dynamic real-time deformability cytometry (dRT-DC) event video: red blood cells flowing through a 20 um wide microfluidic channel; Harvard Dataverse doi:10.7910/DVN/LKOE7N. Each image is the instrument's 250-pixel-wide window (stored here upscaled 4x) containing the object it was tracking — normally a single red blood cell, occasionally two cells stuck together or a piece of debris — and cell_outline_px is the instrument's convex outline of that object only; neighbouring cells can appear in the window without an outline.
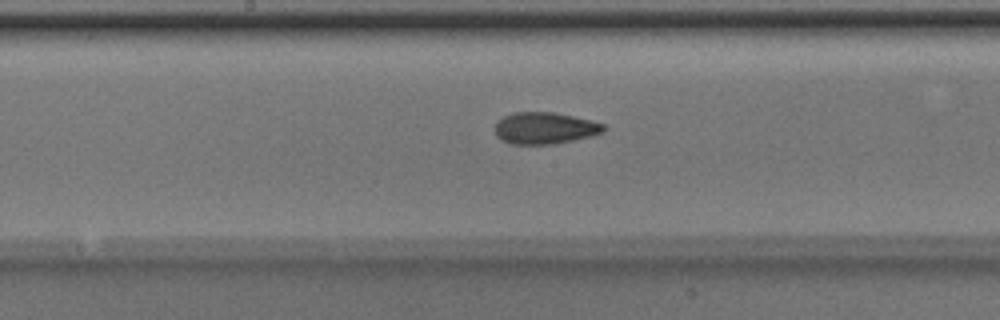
{"species": "Egyptian fruit bat (a non-hibernating species)", "species_latin": "Rousettus aegyptiacus", "temperature_condition": "room temperature", "stored_images_in_passage": 51, "camera_frame_rate_fps": 3000, "um_per_image_px": 0.085, "animal": {"sex": "male"}, "frame": {"image": 1, "passage_image": 27, "time_ms": 8.667, "image_size_px": [1000, 320], "cell_outline_px": [[608, 128], [604, 132], [592, 136], [552, 144], [512, 144], [500, 140], [496, 136], [496, 124], [504, 116], [512, 112], [552, 112], [592, 120], [604, 124]], "centroid_in_image_um": [46.33, 10.89], "position_along_channel_um": 201.9, "area_um2": 20.11}}
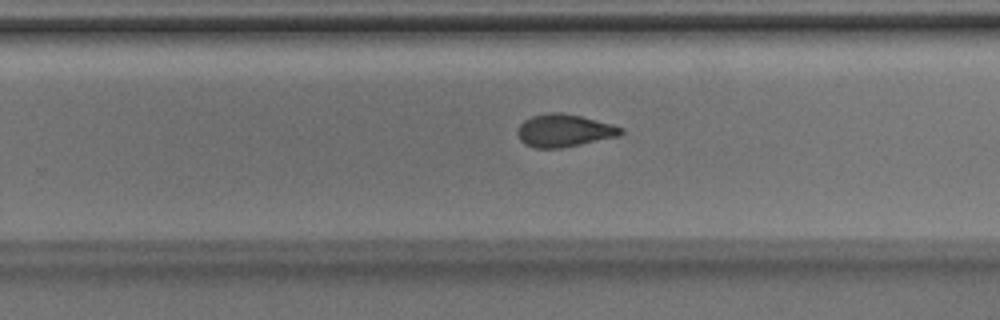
{"frame": {"image": 2, "passage_image": 33, "time_ms": 10.667, "image_size_px": [1000, 320], "cell_outline_px": [[624, 132], [620, 136], [560, 148], [536, 148], [524, 144], [520, 140], [516, 132], [520, 124], [524, 120], [532, 116], [548, 112], [560, 112], [580, 116], [612, 124], [624, 128]], "centroid_in_image_um": [47.94, 11.09], "position_along_channel_um": 281.9, "area_um2": 19.71}}
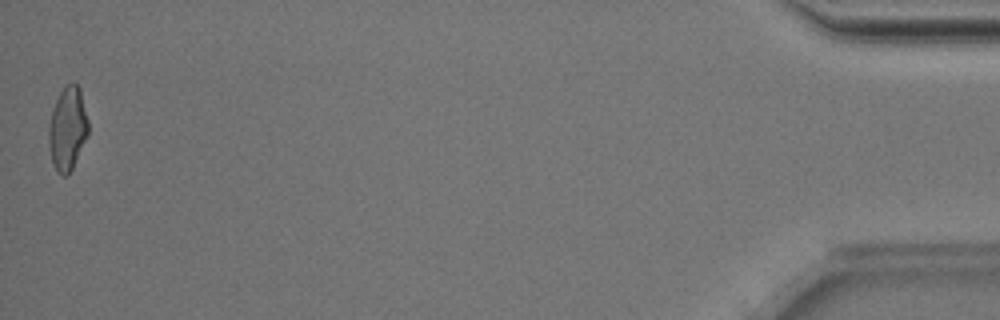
{"frame": {"image": 3, "passage_image": 51, "time_ms": 16.667, "image_size_px": [1000, 320], "cell_outline_px": [[88, 136], [72, 168], [64, 176], [60, 176], [56, 172], [52, 164], [48, 144], [48, 124], [56, 100], [60, 92], [72, 80], [80, 88], [88, 120]], "centroid_in_image_um": [5.73, 10.95], "position_along_channel_um": 429.5, "area_um2": 19.36}, "authors_computed_cell_mechanics": {"area_um2": 19.7098, "velocity_mm_per_s": 4.0279, "shape_relaxation_time_tau1_ms": 6.4014, "shape_relaxation_time_tau2_ms": 1.7475, "deformation_change_tau1": 0.1705, "deformation_change_tau2": 0.0818}}